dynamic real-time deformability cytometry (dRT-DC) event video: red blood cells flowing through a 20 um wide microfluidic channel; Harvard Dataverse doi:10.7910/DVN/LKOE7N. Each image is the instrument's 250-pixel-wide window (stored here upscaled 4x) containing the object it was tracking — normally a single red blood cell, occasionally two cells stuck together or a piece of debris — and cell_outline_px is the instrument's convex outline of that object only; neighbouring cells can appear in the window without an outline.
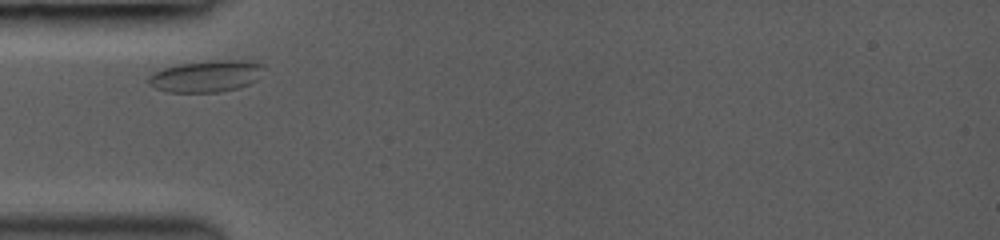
{"species": "common noctule bat (a hibernating species)", "species_latin": "Nyctalus noctula", "temperature_condition": "room temperature", "stored_images_in_passage": 32, "camera_frame_rate_fps": 3000, "um_per_image_px": 0.085, "animal": {"sex": "female", "body_mass_g": 19.0, "forearm_length_mm": 53.3}, "frame": {"image": 1, "passage_image": 1, "time_ms": 0.0, "image_size_px": [1000, 240], "cell_outline_px": [[264, 68], [256, 80], [240, 88], [220, 92], [168, 92], [156, 88], [148, 84], [148, 76], [152, 72], [164, 68], [180, 64], [212, 60], [244, 60], [264, 64]], "centroid_in_image_um": [17.52, 6.48], "position_along_channel_um": 67.5, "area_um2": 21.33}}
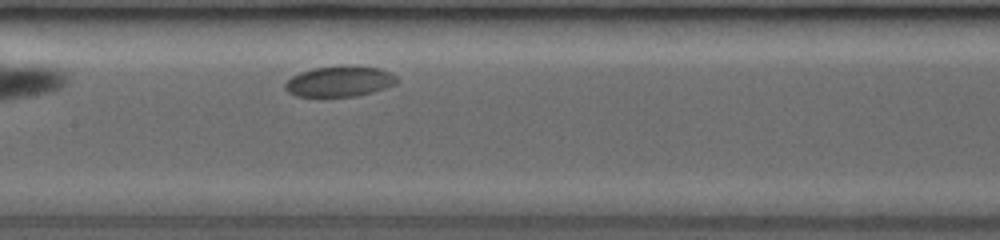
{"frame": {"image": 2, "passage_image": 13, "time_ms": 3.0, "image_size_px": [1000, 240], "cell_outline_px": [[396, 84], [372, 92], [356, 96], [296, 96], [288, 92], [284, 88], [284, 84], [292, 76], [300, 72], [312, 68], [344, 64], [380, 68], [392, 72], [396, 76]], "centroid_in_image_um": [28.86, 6.89], "position_along_channel_um": 178.5, "area_um2": 20.17}}
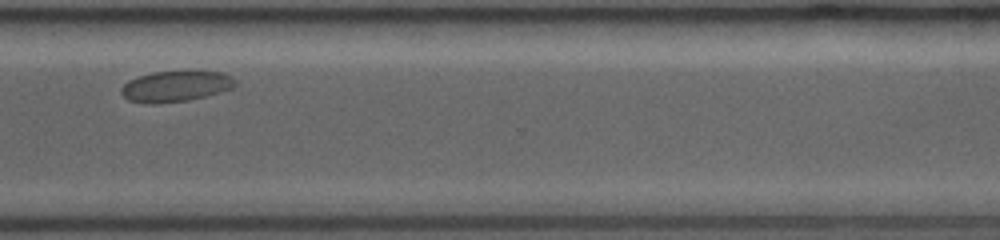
{"frame": {"image": 3, "passage_image": 31, "time_ms": 7.667, "image_size_px": [1000, 240], "cell_outline_px": [[236, 84], [232, 88], [220, 92], [188, 100], [156, 104], [152, 104], [128, 100], [120, 92], [120, 88], [128, 80], [136, 76], [152, 72], [184, 68], [220, 72], [232, 76], [236, 80]], "centroid_in_image_um": [14.93, 7.28], "position_along_channel_um": 355.7, "area_um2": 21.33}}